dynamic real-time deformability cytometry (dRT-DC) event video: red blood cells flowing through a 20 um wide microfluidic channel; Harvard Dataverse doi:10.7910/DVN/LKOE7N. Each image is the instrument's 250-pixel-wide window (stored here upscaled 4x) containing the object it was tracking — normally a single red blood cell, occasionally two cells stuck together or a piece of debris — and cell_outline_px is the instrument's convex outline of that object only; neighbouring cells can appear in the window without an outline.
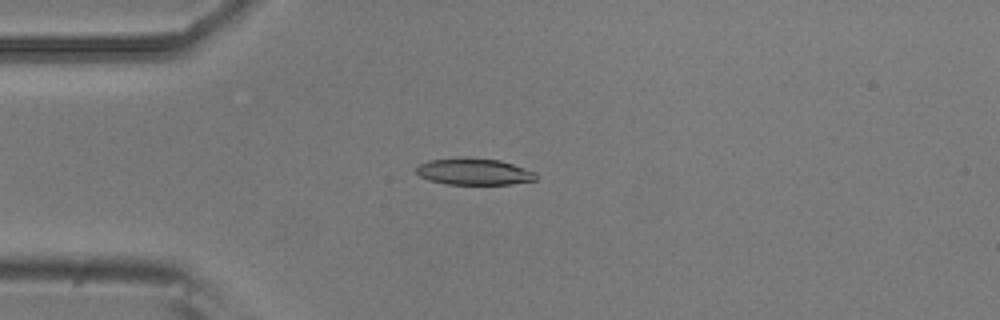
{"species": "common noctule bat (a hibernating species)", "species_latin": "Nyctalus noctula", "temperature_condition": "room temperature", "stored_images_in_passage": 4, "camera_frame_rate_fps": 3000, "um_per_image_px": 0.085, "animal": {"sex": "male", "body_mass_g": 20.5, "forearm_length_mm": 52.5}, "frame": {"image": 1, "passage_image": 4, "time_ms": 1.0, "image_size_px": [1000, 320], "cell_outline_px": [[536, 180], [512, 184], [444, 184], [428, 180], [420, 176], [412, 168], [428, 160], [500, 160], [536, 172]], "centroid_in_image_um": [40.28, 14.64], "position_along_channel_um": 44.7, "area_um2": 17.86}}